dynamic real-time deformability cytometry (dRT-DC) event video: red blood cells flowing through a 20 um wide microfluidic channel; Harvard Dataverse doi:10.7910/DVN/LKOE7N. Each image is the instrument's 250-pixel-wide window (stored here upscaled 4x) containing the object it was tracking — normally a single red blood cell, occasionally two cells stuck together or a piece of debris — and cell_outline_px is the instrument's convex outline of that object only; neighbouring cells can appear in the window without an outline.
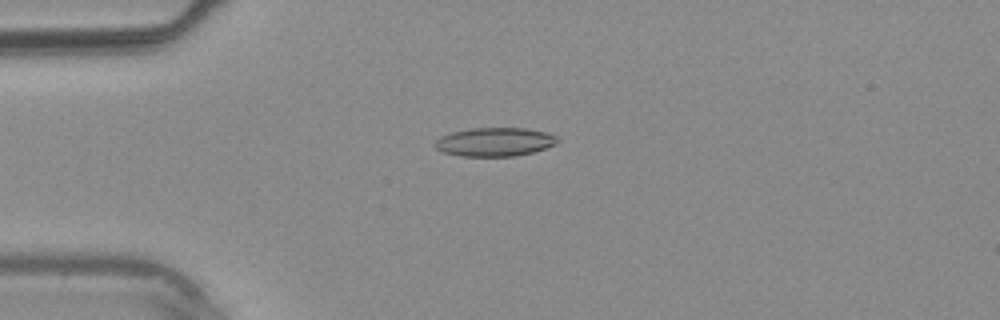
{"species": "common noctule bat (a hibernating species)", "species_latin": "Nyctalus noctula", "temperature_condition": "warm", "stored_images_in_passage": 3, "camera_frame_rate_fps": 3000, "um_per_image_px": 0.085, "animal": {"sex": "male", "body_mass_g": 20.4}, "frame": {"image": 1, "passage_image": 3, "time_ms": 2.333, "image_size_px": [1000, 320], "cell_outline_px": [[560, 140], [556, 144], [532, 152], [516, 156], [460, 156], [444, 152], [436, 148], [432, 144], [440, 136], [452, 132], [472, 128], [524, 128], [548, 132], [556, 136]], "centroid_in_image_um": [42.05, 12.06], "position_along_channel_um": 43.0, "area_um2": 20.52}}